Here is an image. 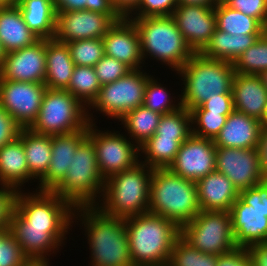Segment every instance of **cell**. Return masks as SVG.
Returning a JSON list of instances; mask_svg holds the SVG:
<instances>
[{
	"instance_id": "cell-35",
	"label": "cell",
	"mask_w": 267,
	"mask_h": 266,
	"mask_svg": "<svg viewBox=\"0 0 267 266\" xmlns=\"http://www.w3.org/2000/svg\"><path fill=\"white\" fill-rule=\"evenodd\" d=\"M100 88L94 67L75 66L66 91L88 108L97 98Z\"/></svg>"
},
{
	"instance_id": "cell-10",
	"label": "cell",
	"mask_w": 267,
	"mask_h": 266,
	"mask_svg": "<svg viewBox=\"0 0 267 266\" xmlns=\"http://www.w3.org/2000/svg\"><path fill=\"white\" fill-rule=\"evenodd\" d=\"M181 237L206 254L219 256L237 247L228 211H200L181 227Z\"/></svg>"
},
{
	"instance_id": "cell-19",
	"label": "cell",
	"mask_w": 267,
	"mask_h": 266,
	"mask_svg": "<svg viewBox=\"0 0 267 266\" xmlns=\"http://www.w3.org/2000/svg\"><path fill=\"white\" fill-rule=\"evenodd\" d=\"M115 22L107 15L88 10L56 12L54 39L68 43L102 38Z\"/></svg>"
},
{
	"instance_id": "cell-53",
	"label": "cell",
	"mask_w": 267,
	"mask_h": 266,
	"mask_svg": "<svg viewBox=\"0 0 267 266\" xmlns=\"http://www.w3.org/2000/svg\"><path fill=\"white\" fill-rule=\"evenodd\" d=\"M118 11L125 17L137 4L138 0H111Z\"/></svg>"
},
{
	"instance_id": "cell-29",
	"label": "cell",
	"mask_w": 267,
	"mask_h": 266,
	"mask_svg": "<svg viewBox=\"0 0 267 266\" xmlns=\"http://www.w3.org/2000/svg\"><path fill=\"white\" fill-rule=\"evenodd\" d=\"M262 34L233 35L219 29H215L209 43L200 52L206 58L234 61L251 45H253Z\"/></svg>"
},
{
	"instance_id": "cell-12",
	"label": "cell",
	"mask_w": 267,
	"mask_h": 266,
	"mask_svg": "<svg viewBox=\"0 0 267 266\" xmlns=\"http://www.w3.org/2000/svg\"><path fill=\"white\" fill-rule=\"evenodd\" d=\"M17 191L13 210L30 226L72 227L75 207L52 191Z\"/></svg>"
},
{
	"instance_id": "cell-3",
	"label": "cell",
	"mask_w": 267,
	"mask_h": 266,
	"mask_svg": "<svg viewBox=\"0 0 267 266\" xmlns=\"http://www.w3.org/2000/svg\"><path fill=\"white\" fill-rule=\"evenodd\" d=\"M176 73L181 76L184 85L178 101H181L182 107L191 111L209 98L232 94L236 72L233 63L195 53Z\"/></svg>"
},
{
	"instance_id": "cell-49",
	"label": "cell",
	"mask_w": 267,
	"mask_h": 266,
	"mask_svg": "<svg viewBox=\"0 0 267 266\" xmlns=\"http://www.w3.org/2000/svg\"><path fill=\"white\" fill-rule=\"evenodd\" d=\"M22 127L0 106V148L19 136Z\"/></svg>"
},
{
	"instance_id": "cell-36",
	"label": "cell",
	"mask_w": 267,
	"mask_h": 266,
	"mask_svg": "<svg viewBox=\"0 0 267 266\" xmlns=\"http://www.w3.org/2000/svg\"><path fill=\"white\" fill-rule=\"evenodd\" d=\"M236 73L259 75L267 70V30L233 63Z\"/></svg>"
},
{
	"instance_id": "cell-52",
	"label": "cell",
	"mask_w": 267,
	"mask_h": 266,
	"mask_svg": "<svg viewBox=\"0 0 267 266\" xmlns=\"http://www.w3.org/2000/svg\"><path fill=\"white\" fill-rule=\"evenodd\" d=\"M246 249L253 266H267V242L255 243Z\"/></svg>"
},
{
	"instance_id": "cell-60",
	"label": "cell",
	"mask_w": 267,
	"mask_h": 266,
	"mask_svg": "<svg viewBox=\"0 0 267 266\" xmlns=\"http://www.w3.org/2000/svg\"><path fill=\"white\" fill-rule=\"evenodd\" d=\"M8 230V228H1L0 229V237Z\"/></svg>"
},
{
	"instance_id": "cell-26",
	"label": "cell",
	"mask_w": 267,
	"mask_h": 266,
	"mask_svg": "<svg viewBox=\"0 0 267 266\" xmlns=\"http://www.w3.org/2000/svg\"><path fill=\"white\" fill-rule=\"evenodd\" d=\"M39 39L24 22L16 4L0 5V45L5 54L33 45Z\"/></svg>"
},
{
	"instance_id": "cell-20",
	"label": "cell",
	"mask_w": 267,
	"mask_h": 266,
	"mask_svg": "<svg viewBox=\"0 0 267 266\" xmlns=\"http://www.w3.org/2000/svg\"><path fill=\"white\" fill-rule=\"evenodd\" d=\"M172 16L187 45L200 53L216 29L215 7L178 5Z\"/></svg>"
},
{
	"instance_id": "cell-21",
	"label": "cell",
	"mask_w": 267,
	"mask_h": 266,
	"mask_svg": "<svg viewBox=\"0 0 267 266\" xmlns=\"http://www.w3.org/2000/svg\"><path fill=\"white\" fill-rule=\"evenodd\" d=\"M104 53L131 70L143 68L140 35L134 22L126 17L115 22L102 37Z\"/></svg>"
},
{
	"instance_id": "cell-43",
	"label": "cell",
	"mask_w": 267,
	"mask_h": 266,
	"mask_svg": "<svg viewBox=\"0 0 267 266\" xmlns=\"http://www.w3.org/2000/svg\"><path fill=\"white\" fill-rule=\"evenodd\" d=\"M178 6V0H138L126 18L170 16Z\"/></svg>"
},
{
	"instance_id": "cell-11",
	"label": "cell",
	"mask_w": 267,
	"mask_h": 266,
	"mask_svg": "<svg viewBox=\"0 0 267 266\" xmlns=\"http://www.w3.org/2000/svg\"><path fill=\"white\" fill-rule=\"evenodd\" d=\"M151 77L142 68L130 70L122 78L102 85L87 109H95L107 118L119 121L127 112L143 105L145 87Z\"/></svg>"
},
{
	"instance_id": "cell-59",
	"label": "cell",
	"mask_w": 267,
	"mask_h": 266,
	"mask_svg": "<svg viewBox=\"0 0 267 266\" xmlns=\"http://www.w3.org/2000/svg\"><path fill=\"white\" fill-rule=\"evenodd\" d=\"M5 53L3 52L1 45H0V68L2 67L3 60H4Z\"/></svg>"
},
{
	"instance_id": "cell-28",
	"label": "cell",
	"mask_w": 267,
	"mask_h": 266,
	"mask_svg": "<svg viewBox=\"0 0 267 266\" xmlns=\"http://www.w3.org/2000/svg\"><path fill=\"white\" fill-rule=\"evenodd\" d=\"M75 64L72 61L67 43L46 39V77L44 84L47 89L66 90Z\"/></svg>"
},
{
	"instance_id": "cell-4",
	"label": "cell",
	"mask_w": 267,
	"mask_h": 266,
	"mask_svg": "<svg viewBox=\"0 0 267 266\" xmlns=\"http://www.w3.org/2000/svg\"><path fill=\"white\" fill-rule=\"evenodd\" d=\"M152 172L153 169L139 162L114 174L105 180L102 198L95 206L104 214L121 219L148 212Z\"/></svg>"
},
{
	"instance_id": "cell-27",
	"label": "cell",
	"mask_w": 267,
	"mask_h": 266,
	"mask_svg": "<svg viewBox=\"0 0 267 266\" xmlns=\"http://www.w3.org/2000/svg\"><path fill=\"white\" fill-rule=\"evenodd\" d=\"M34 178L29 173L22 139L18 136L0 148V185L22 190L24 184Z\"/></svg>"
},
{
	"instance_id": "cell-8",
	"label": "cell",
	"mask_w": 267,
	"mask_h": 266,
	"mask_svg": "<svg viewBox=\"0 0 267 266\" xmlns=\"http://www.w3.org/2000/svg\"><path fill=\"white\" fill-rule=\"evenodd\" d=\"M94 121L93 113L70 92L46 89L37 119L29 129L52 136L83 130Z\"/></svg>"
},
{
	"instance_id": "cell-48",
	"label": "cell",
	"mask_w": 267,
	"mask_h": 266,
	"mask_svg": "<svg viewBox=\"0 0 267 266\" xmlns=\"http://www.w3.org/2000/svg\"><path fill=\"white\" fill-rule=\"evenodd\" d=\"M16 192L12 187L6 185L0 186V229L9 227Z\"/></svg>"
},
{
	"instance_id": "cell-41",
	"label": "cell",
	"mask_w": 267,
	"mask_h": 266,
	"mask_svg": "<svg viewBox=\"0 0 267 266\" xmlns=\"http://www.w3.org/2000/svg\"><path fill=\"white\" fill-rule=\"evenodd\" d=\"M192 134L206 139L215 140L226 123L229 114L211 111H190Z\"/></svg>"
},
{
	"instance_id": "cell-37",
	"label": "cell",
	"mask_w": 267,
	"mask_h": 266,
	"mask_svg": "<svg viewBox=\"0 0 267 266\" xmlns=\"http://www.w3.org/2000/svg\"><path fill=\"white\" fill-rule=\"evenodd\" d=\"M218 255L192 247L181 236L175 241L167 266H216Z\"/></svg>"
},
{
	"instance_id": "cell-50",
	"label": "cell",
	"mask_w": 267,
	"mask_h": 266,
	"mask_svg": "<svg viewBox=\"0 0 267 266\" xmlns=\"http://www.w3.org/2000/svg\"><path fill=\"white\" fill-rule=\"evenodd\" d=\"M216 266H253V264L247 249L236 247L228 253L219 255Z\"/></svg>"
},
{
	"instance_id": "cell-32",
	"label": "cell",
	"mask_w": 267,
	"mask_h": 266,
	"mask_svg": "<svg viewBox=\"0 0 267 266\" xmlns=\"http://www.w3.org/2000/svg\"><path fill=\"white\" fill-rule=\"evenodd\" d=\"M187 138L151 137L140 146V154L151 169H167L174 161L180 145ZM145 157V158H144Z\"/></svg>"
},
{
	"instance_id": "cell-13",
	"label": "cell",
	"mask_w": 267,
	"mask_h": 266,
	"mask_svg": "<svg viewBox=\"0 0 267 266\" xmlns=\"http://www.w3.org/2000/svg\"><path fill=\"white\" fill-rule=\"evenodd\" d=\"M97 127L89 122L87 134L95 147L97 166L104 180L140 162V147L130 141V137L115 130L101 131Z\"/></svg>"
},
{
	"instance_id": "cell-57",
	"label": "cell",
	"mask_w": 267,
	"mask_h": 266,
	"mask_svg": "<svg viewBox=\"0 0 267 266\" xmlns=\"http://www.w3.org/2000/svg\"><path fill=\"white\" fill-rule=\"evenodd\" d=\"M260 77V79L262 80L263 85L266 87L267 89V70L263 71L262 73H260L258 75Z\"/></svg>"
},
{
	"instance_id": "cell-24",
	"label": "cell",
	"mask_w": 267,
	"mask_h": 266,
	"mask_svg": "<svg viewBox=\"0 0 267 266\" xmlns=\"http://www.w3.org/2000/svg\"><path fill=\"white\" fill-rule=\"evenodd\" d=\"M201 211H230L239 197L232 181L218 171H213L196 182Z\"/></svg>"
},
{
	"instance_id": "cell-51",
	"label": "cell",
	"mask_w": 267,
	"mask_h": 266,
	"mask_svg": "<svg viewBox=\"0 0 267 266\" xmlns=\"http://www.w3.org/2000/svg\"><path fill=\"white\" fill-rule=\"evenodd\" d=\"M259 164L264 179H267V125L262 126L257 145Z\"/></svg>"
},
{
	"instance_id": "cell-9",
	"label": "cell",
	"mask_w": 267,
	"mask_h": 266,
	"mask_svg": "<svg viewBox=\"0 0 267 266\" xmlns=\"http://www.w3.org/2000/svg\"><path fill=\"white\" fill-rule=\"evenodd\" d=\"M229 212L237 247L267 242V179L239 191Z\"/></svg>"
},
{
	"instance_id": "cell-38",
	"label": "cell",
	"mask_w": 267,
	"mask_h": 266,
	"mask_svg": "<svg viewBox=\"0 0 267 266\" xmlns=\"http://www.w3.org/2000/svg\"><path fill=\"white\" fill-rule=\"evenodd\" d=\"M191 134V112L181 107L177 111L162 115L152 137L188 138Z\"/></svg>"
},
{
	"instance_id": "cell-18",
	"label": "cell",
	"mask_w": 267,
	"mask_h": 266,
	"mask_svg": "<svg viewBox=\"0 0 267 266\" xmlns=\"http://www.w3.org/2000/svg\"><path fill=\"white\" fill-rule=\"evenodd\" d=\"M45 77L46 39L4 55L0 80L44 83Z\"/></svg>"
},
{
	"instance_id": "cell-5",
	"label": "cell",
	"mask_w": 267,
	"mask_h": 266,
	"mask_svg": "<svg viewBox=\"0 0 267 266\" xmlns=\"http://www.w3.org/2000/svg\"><path fill=\"white\" fill-rule=\"evenodd\" d=\"M201 211L196 182L167 169H153L148 212L176 223L180 228Z\"/></svg>"
},
{
	"instance_id": "cell-14",
	"label": "cell",
	"mask_w": 267,
	"mask_h": 266,
	"mask_svg": "<svg viewBox=\"0 0 267 266\" xmlns=\"http://www.w3.org/2000/svg\"><path fill=\"white\" fill-rule=\"evenodd\" d=\"M8 229L25 256L30 261L37 262L49 261L48 253H54L60 246L62 247L70 228L30 226L13 210Z\"/></svg>"
},
{
	"instance_id": "cell-55",
	"label": "cell",
	"mask_w": 267,
	"mask_h": 266,
	"mask_svg": "<svg viewBox=\"0 0 267 266\" xmlns=\"http://www.w3.org/2000/svg\"><path fill=\"white\" fill-rule=\"evenodd\" d=\"M49 261H30L26 266H49Z\"/></svg>"
},
{
	"instance_id": "cell-47",
	"label": "cell",
	"mask_w": 267,
	"mask_h": 266,
	"mask_svg": "<svg viewBox=\"0 0 267 266\" xmlns=\"http://www.w3.org/2000/svg\"><path fill=\"white\" fill-rule=\"evenodd\" d=\"M191 111H211L220 114H231L234 111L232 94H220L219 97L209 98Z\"/></svg>"
},
{
	"instance_id": "cell-39",
	"label": "cell",
	"mask_w": 267,
	"mask_h": 266,
	"mask_svg": "<svg viewBox=\"0 0 267 266\" xmlns=\"http://www.w3.org/2000/svg\"><path fill=\"white\" fill-rule=\"evenodd\" d=\"M171 97L170 92L153 76L147 81L144 93L143 105L153 112L159 114H168L177 111L182 107L181 101L175 102V98ZM177 104H174V103Z\"/></svg>"
},
{
	"instance_id": "cell-33",
	"label": "cell",
	"mask_w": 267,
	"mask_h": 266,
	"mask_svg": "<svg viewBox=\"0 0 267 266\" xmlns=\"http://www.w3.org/2000/svg\"><path fill=\"white\" fill-rule=\"evenodd\" d=\"M162 114L153 112L144 105L127 112L120 120L130 140L139 147L151 138L159 125Z\"/></svg>"
},
{
	"instance_id": "cell-54",
	"label": "cell",
	"mask_w": 267,
	"mask_h": 266,
	"mask_svg": "<svg viewBox=\"0 0 267 266\" xmlns=\"http://www.w3.org/2000/svg\"><path fill=\"white\" fill-rule=\"evenodd\" d=\"M222 0H178V5L215 7Z\"/></svg>"
},
{
	"instance_id": "cell-56",
	"label": "cell",
	"mask_w": 267,
	"mask_h": 266,
	"mask_svg": "<svg viewBox=\"0 0 267 266\" xmlns=\"http://www.w3.org/2000/svg\"><path fill=\"white\" fill-rule=\"evenodd\" d=\"M265 125H267V100L264 105V110L262 113V126H265Z\"/></svg>"
},
{
	"instance_id": "cell-34",
	"label": "cell",
	"mask_w": 267,
	"mask_h": 266,
	"mask_svg": "<svg viewBox=\"0 0 267 266\" xmlns=\"http://www.w3.org/2000/svg\"><path fill=\"white\" fill-rule=\"evenodd\" d=\"M216 29L233 35L263 34L266 29L255 19L232 9L223 1L215 6Z\"/></svg>"
},
{
	"instance_id": "cell-2",
	"label": "cell",
	"mask_w": 267,
	"mask_h": 266,
	"mask_svg": "<svg viewBox=\"0 0 267 266\" xmlns=\"http://www.w3.org/2000/svg\"><path fill=\"white\" fill-rule=\"evenodd\" d=\"M126 221L133 266H166L181 228L160 215L146 212Z\"/></svg>"
},
{
	"instance_id": "cell-40",
	"label": "cell",
	"mask_w": 267,
	"mask_h": 266,
	"mask_svg": "<svg viewBox=\"0 0 267 266\" xmlns=\"http://www.w3.org/2000/svg\"><path fill=\"white\" fill-rule=\"evenodd\" d=\"M75 66L94 65L105 55L102 38L82 39L67 43Z\"/></svg>"
},
{
	"instance_id": "cell-23",
	"label": "cell",
	"mask_w": 267,
	"mask_h": 266,
	"mask_svg": "<svg viewBox=\"0 0 267 266\" xmlns=\"http://www.w3.org/2000/svg\"><path fill=\"white\" fill-rule=\"evenodd\" d=\"M261 122L234 110L228 115L226 123L215 138L216 147L253 149L259 142Z\"/></svg>"
},
{
	"instance_id": "cell-46",
	"label": "cell",
	"mask_w": 267,
	"mask_h": 266,
	"mask_svg": "<svg viewBox=\"0 0 267 266\" xmlns=\"http://www.w3.org/2000/svg\"><path fill=\"white\" fill-rule=\"evenodd\" d=\"M227 6L255 18L267 30V0H224Z\"/></svg>"
},
{
	"instance_id": "cell-17",
	"label": "cell",
	"mask_w": 267,
	"mask_h": 266,
	"mask_svg": "<svg viewBox=\"0 0 267 266\" xmlns=\"http://www.w3.org/2000/svg\"><path fill=\"white\" fill-rule=\"evenodd\" d=\"M215 170L227 176L238 191L254 187L265 180L257 148L216 147Z\"/></svg>"
},
{
	"instance_id": "cell-16",
	"label": "cell",
	"mask_w": 267,
	"mask_h": 266,
	"mask_svg": "<svg viewBox=\"0 0 267 266\" xmlns=\"http://www.w3.org/2000/svg\"><path fill=\"white\" fill-rule=\"evenodd\" d=\"M216 146L214 140L191 134L179 147L168 169L175 175L197 182L215 171Z\"/></svg>"
},
{
	"instance_id": "cell-15",
	"label": "cell",
	"mask_w": 267,
	"mask_h": 266,
	"mask_svg": "<svg viewBox=\"0 0 267 266\" xmlns=\"http://www.w3.org/2000/svg\"><path fill=\"white\" fill-rule=\"evenodd\" d=\"M47 87L44 83L0 80V106L22 127L37 119Z\"/></svg>"
},
{
	"instance_id": "cell-25",
	"label": "cell",
	"mask_w": 267,
	"mask_h": 266,
	"mask_svg": "<svg viewBox=\"0 0 267 266\" xmlns=\"http://www.w3.org/2000/svg\"><path fill=\"white\" fill-rule=\"evenodd\" d=\"M232 96L234 110L258 119L262 125L267 89L258 75L235 73Z\"/></svg>"
},
{
	"instance_id": "cell-1",
	"label": "cell",
	"mask_w": 267,
	"mask_h": 266,
	"mask_svg": "<svg viewBox=\"0 0 267 266\" xmlns=\"http://www.w3.org/2000/svg\"><path fill=\"white\" fill-rule=\"evenodd\" d=\"M74 219L80 220V224L84 225V235H87L91 250L89 265L133 266L125 219L104 214L95 205L75 207L73 224L78 222Z\"/></svg>"
},
{
	"instance_id": "cell-7",
	"label": "cell",
	"mask_w": 267,
	"mask_h": 266,
	"mask_svg": "<svg viewBox=\"0 0 267 266\" xmlns=\"http://www.w3.org/2000/svg\"><path fill=\"white\" fill-rule=\"evenodd\" d=\"M104 183L97 166L95 147L87 137L73 155L66 176L52 192L74 207L93 206L100 202Z\"/></svg>"
},
{
	"instance_id": "cell-22",
	"label": "cell",
	"mask_w": 267,
	"mask_h": 266,
	"mask_svg": "<svg viewBox=\"0 0 267 266\" xmlns=\"http://www.w3.org/2000/svg\"><path fill=\"white\" fill-rule=\"evenodd\" d=\"M87 128L51 136L52 156L47 174L38 181L39 191H52L64 179L78 146L88 137Z\"/></svg>"
},
{
	"instance_id": "cell-30",
	"label": "cell",
	"mask_w": 267,
	"mask_h": 266,
	"mask_svg": "<svg viewBox=\"0 0 267 266\" xmlns=\"http://www.w3.org/2000/svg\"><path fill=\"white\" fill-rule=\"evenodd\" d=\"M29 29L40 39H53L56 29L54 0H20L16 3Z\"/></svg>"
},
{
	"instance_id": "cell-44",
	"label": "cell",
	"mask_w": 267,
	"mask_h": 266,
	"mask_svg": "<svg viewBox=\"0 0 267 266\" xmlns=\"http://www.w3.org/2000/svg\"><path fill=\"white\" fill-rule=\"evenodd\" d=\"M30 260L9 229L0 237V266H26Z\"/></svg>"
},
{
	"instance_id": "cell-58",
	"label": "cell",
	"mask_w": 267,
	"mask_h": 266,
	"mask_svg": "<svg viewBox=\"0 0 267 266\" xmlns=\"http://www.w3.org/2000/svg\"><path fill=\"white\" fill-rule=\"evenodd\" d=\"M16 4V0H0V5Z\"/></svg>"
},
{
	"instance_id": "cell-45",
	"label": "cell",
	"mask_w": 267,
	"mask_h": 266,
	"mask_svg": "<svg viewBox=\"0 0 267 266\" xmlns=\"http://www.w3.org/2000/svg\"><path fill=\"white\" fill-rule=\"evenodd\" d=\"M94 69L101 86L122 78L131 70L124 63L106 55L94 65Z\"/></svg>"
},
{
	"instance_id": "cell-6",
	"label": "cell",
	"mask_w": 267,
	"mask_h": 266,
	"mask_svg": "<svg viewBox=\"0 0 267 266\" xmlns=\"http://www.w3.org/2000/svg\"><path fill=\"white\" fill-rule=\"evenodd\" d=\"M140 35L141 55L163 62L172 71H179L195 54L187 45L173 16L129 18ZM145 59V60H144Z\"/></svg>"
},
{
	"instance_id": "cell-31",
	"label": "cell",
	"mask_w": 267,
	"mask_h": 266,
	"mask_svg": "<svg viewBox=\"0 0 267 266\" xmlns=\"http://www.w3.org/2000/svg\"><path fill=\"white\" fill-rule=\"evenodd\" d=\"M19 136L24 146L29 173L40 181L47 174L52 156L51 135L36 134L29 128H22Z\"/></svg>"
},
{
	"instance_id": "cell-42",
	"label": "cell",
	"mask_w": 267,
	"mask_h": 266,
	"mask_svg": "<svg viewBox=\"0 0 267 266\" xmlns=\"http://www.w3.org/2000/svg\"><path fill=\"white\" fill-rule=\"evenodd\" d=\"M54 6L56 12L88 10L107 14L114 22L124 17L111 0H54Z\"/></svg>"
}]
</instances>
